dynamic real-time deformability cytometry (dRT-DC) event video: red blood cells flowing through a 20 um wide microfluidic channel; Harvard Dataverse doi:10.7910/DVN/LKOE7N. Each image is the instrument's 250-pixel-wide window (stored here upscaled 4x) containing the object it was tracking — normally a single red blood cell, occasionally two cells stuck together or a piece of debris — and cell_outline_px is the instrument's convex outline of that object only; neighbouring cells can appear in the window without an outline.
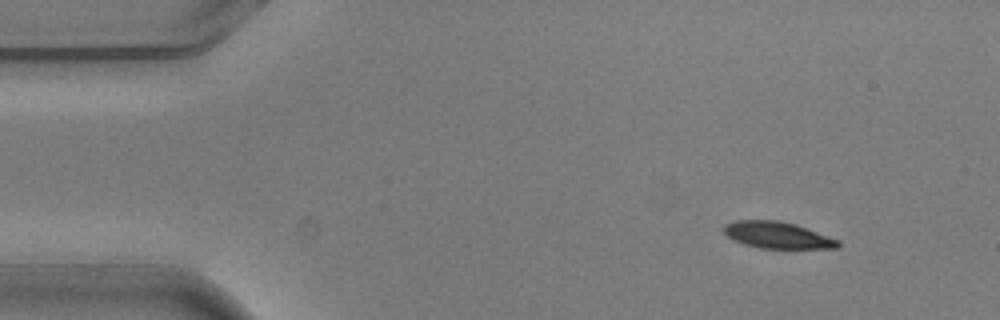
{"species": "common noctule bat (a hibernating species)", "species_latin": "Nyctalus noctula", "temperature_condition": "warm", "stored_images_in_passage": 9, "camera_frame_rate_fps": 3000, "um_per_image_px": 0.085, "animal": {"sex": "male", "body_mass_g": 20.5, "forearm_length_mm": 52.5}, "frame": {"image": 1, "passage_image": 1, "time_ms": 0.0, "image_size_px": [1000, 320], "cell_outline_px": [[840, 244], [836, 248], [760, 248], [744, 244], [728, 236], [724, 232], [724, 224], [736, 220], [780, 220], [796, 224], [840, 240]], "centroid_in_image_um": [66.09, 19.97], "position_along_channel_um": 18.9, "area_um2": 17.63}}
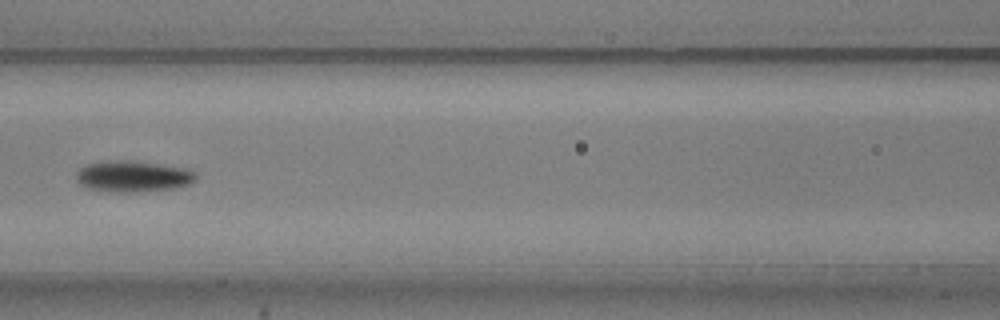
{"frame": {"image": 2, "passage_image": 6, "time_ms": 1.667, "image_size_px": [1000, 320], "cell_outline_px": [[196, 180], [188, 184], [176, 188], [120, 192], [108, 192], [84, 188], [76, 180], [76, 172], [80, 168], [88, 164], [100, 160], [132, 160], [184, 168], [196, 172]], "centroid_in_image_um": [11.24, 14.98], "position_along_channel_um": 155.4, "area_um2": 21.85}}
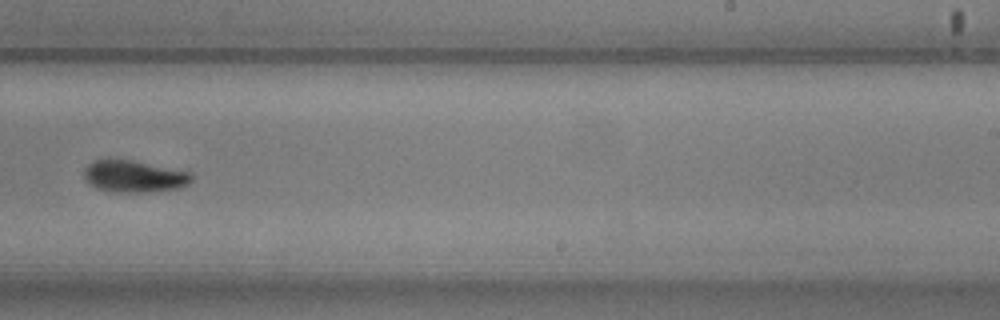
{"frame": {"image": 3, "passage_image": 9, "time_ms": 2.667, "image_size_px": [1000, 320], "cell_outline_px": [[192, 180], [188, 184], [180, 188], [148, 192], [116, 192], [96, 188], [84, 180], [84, 168], [92, 160], [132, 160], [192, 172]], "centroid_in_image_um": [11.4, 14.99], "position_along_channel_um": 277.6, "area_um2": 20.06}}